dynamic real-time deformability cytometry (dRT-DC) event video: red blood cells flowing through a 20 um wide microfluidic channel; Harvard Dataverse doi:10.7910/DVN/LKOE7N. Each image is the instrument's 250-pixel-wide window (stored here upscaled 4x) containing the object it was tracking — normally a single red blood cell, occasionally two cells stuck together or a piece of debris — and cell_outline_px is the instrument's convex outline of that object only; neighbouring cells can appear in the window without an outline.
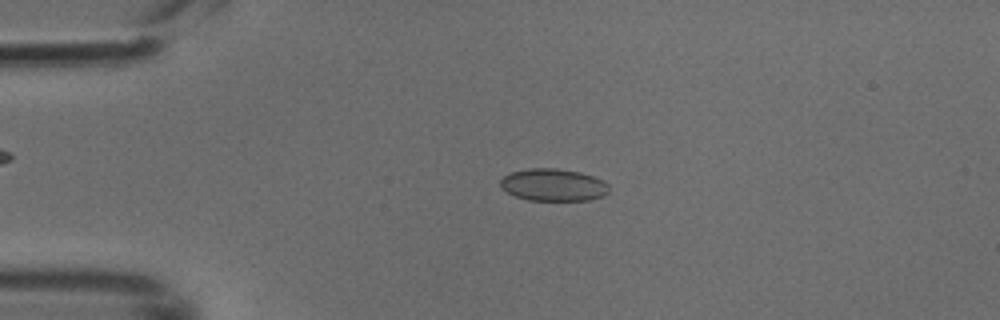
{"species": "common noctule bat (a hibernating species)", "species_latin": "Nyctalus noctula", "temperature_condition": "cold", "stored_images_in_passage": 48, "camera_frame_rate_fps": 3000, "um_per_image_px": 0.085, "animal": {"sex": "male", "body_mass_g": 18.8}, "frame": {"image": 1, "passage_image": 10, "time_ms": 3.0, "image_size_px": [1000, 320], "cell_outline_px": [[608, 192], [604, 196], [588, 200], [528, 200], [516, 196], [500, 188], [500, 180], [504, 176], [512, 172], [528, 168], [556, 168], [580, 172], [604, 180], [608, 184]], "centroid_in_image_um": [47.04, 15.71], "position_along_channel_um": 38.0, "area_um2": 20.46}}
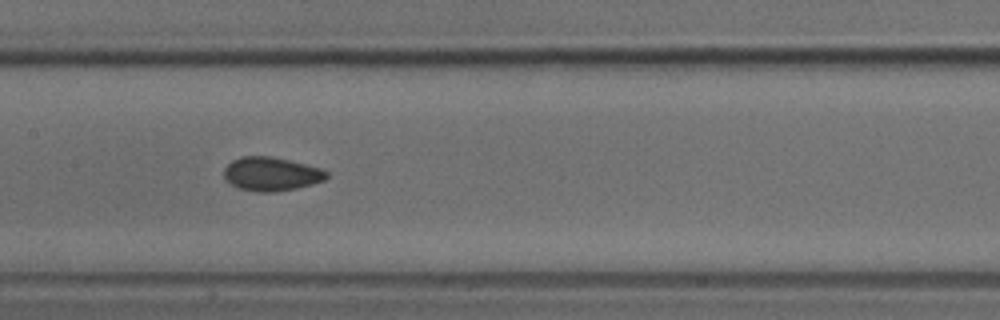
{"frame": {"image": 2, "passage_image": 23, "time_ms": 7.333, "image_size_px": [1000, 320], "cell_outline_px": [[328, 176], [324, 180], [312, 184], [296, 188], [272, 192], [260, 192], [240, 188], [232, 184], [224, 176], [224, 168], [232, 160], [240, 156], [272, 156], [320, 168], [328, 172]], "centroid_in_image_um": [23.05, 14.77], "position_along_channel_um": 184.3, "area_um2": 19.94}}
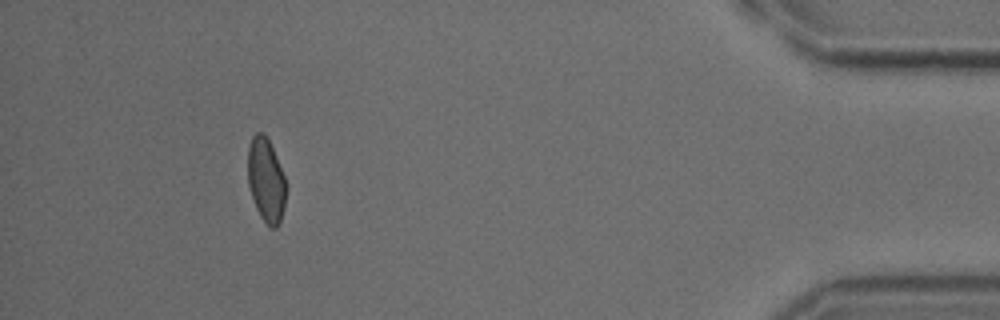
{"frame": {"image": 3, "passage_image": 44, "time_ms": 14.333, "image_size_px": [1000, 320], "cell_outline_px": [[288, 188], [284, 208], [280, 220], [276, 228], [272, 228], [260, 216], [256, 208], [248, 184], [248, 148], [252, 136], [256, 132], [264, 132], [272, 148], [288, 184]], "centroid_in_image_um": [22.63, 15.31], "position_along_channel_um": 412.6, "area_um2": 18.79}}